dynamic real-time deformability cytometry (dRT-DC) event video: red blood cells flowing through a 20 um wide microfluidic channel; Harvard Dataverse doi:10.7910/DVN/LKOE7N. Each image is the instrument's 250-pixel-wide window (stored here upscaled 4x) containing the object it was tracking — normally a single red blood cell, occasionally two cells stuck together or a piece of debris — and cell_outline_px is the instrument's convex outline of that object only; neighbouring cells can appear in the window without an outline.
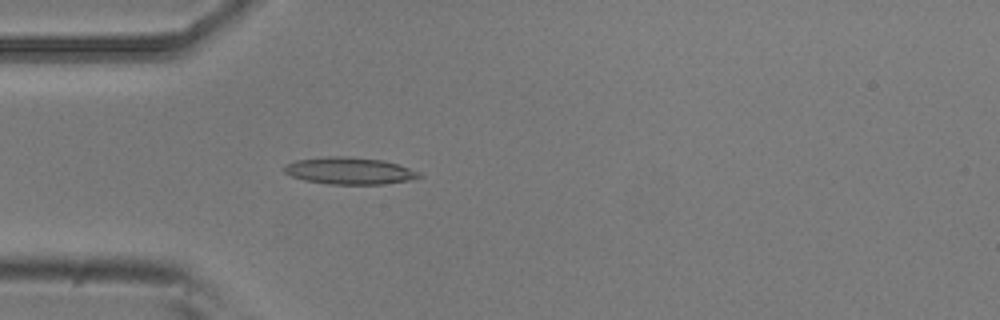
{"species": "common noctule bat (a hibernating species)", "species_latin": "Nyctalus noctula", "temperature_condition": "room temperature", "stored_images_in_passage": 5, "camera_frame_rate_fps": 3000, "um_per_image_px": 0.085, "animal": {"sex": "male", "body_mass_g": 20.5, "forearm_length_mm": 52.5}, "frame": {"image": 1, "passage_image": 5, "time_ms": 1.333, "image_size_px": [1000, 320], "cell_outline_px": [[424, 176], [408, 180], [384, 184], [328, 184], [304, 180], [292, 176], [284, 172], [284, 164], [296, 160], [324, 156], [348, 156], [384, 160], [420, 172]], "centroid_in_image_um": [29.68, 14.51], "position_along_channel_um": 55.3, "area_um2": 21.27}}